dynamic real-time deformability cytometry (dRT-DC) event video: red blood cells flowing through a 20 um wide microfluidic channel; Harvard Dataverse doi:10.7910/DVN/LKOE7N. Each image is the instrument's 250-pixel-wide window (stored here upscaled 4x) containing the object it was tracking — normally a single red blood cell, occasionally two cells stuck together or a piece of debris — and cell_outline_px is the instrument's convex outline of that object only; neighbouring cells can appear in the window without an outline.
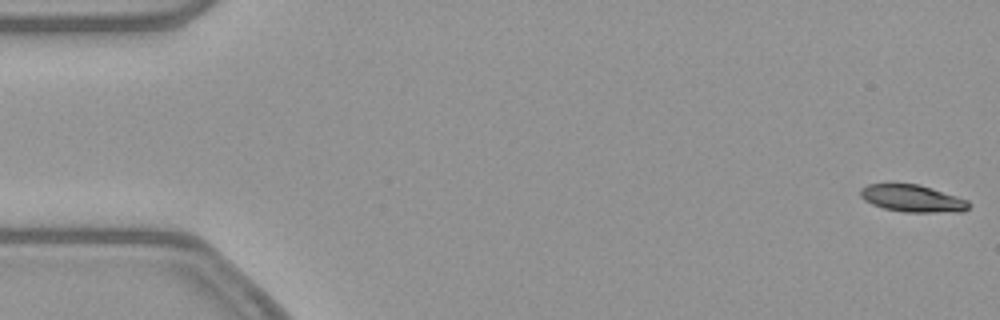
{"species": "common noctule bat (a hibernating species)", "species_latin": "Nyctalus noctula", "temperature_condition": "warm", "stored_images_in_passage": 53, "camera_frame_rate_fps": 3000, "um_per_image_px": 0.085, "animal": {"sex": "female", "body_mass_g": 21.9}, "frame": {"image": 1, "passage_image": 1, "time_ms": 0.0, "image_size_px": [1000, 320], "cell_outline_px": [[968, 208], [964, 212], [904, 212], [884, 208], [872, 204], [864, 200], [860, 196], [860, 188], [868, 184], [916, 184], [932, 188], [968, 200]], "centroid_in_image_um": [77.54, 16.87], "position_along_channel_um": 7.5, "area_um2": 17.05}}
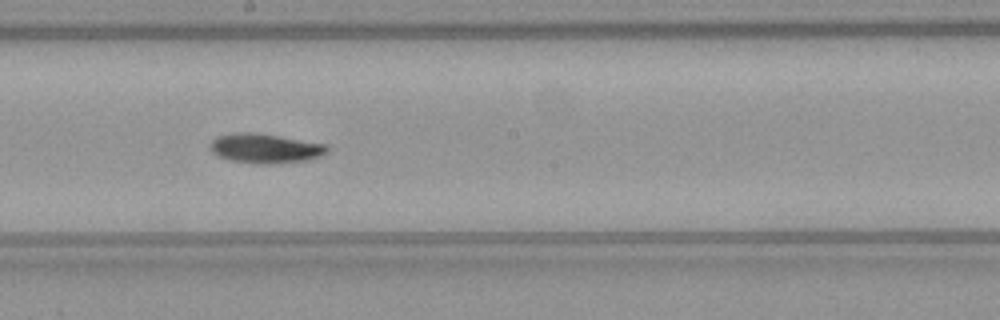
{"frame": {"image": 2, "passage_image": 29, "time_ms": 9.333, "image_size_px": [1000, 320], "cell_outline_px": [[328, 152], [320, 156], [308, 160], [268, 164], [252, 164], [232, 160], [220, 156], [212, 152], [208, 148], [212, 140], [216, 136], [236, 132], [248, 132], [276, 136], [328, 144]], "centroid_in_image_um": [22.53, 12.62], "position_along_channel_um": 225.7, "area_um2": 20.06}}
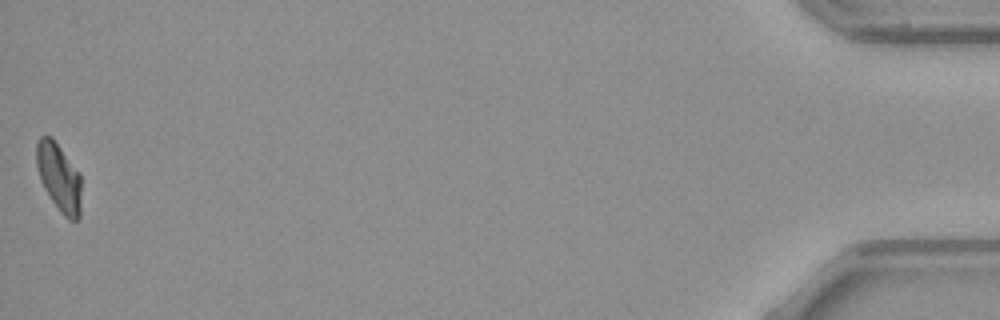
{"frame": {"image": 3, "passage_image": 53, "time_ms": 17.333, "image_size_px": [1000, 320], "cell_outline_px": [[80, 220], [68, 220], [60, 212], [44, 188], [40, 180], [36, 164], [36, 140], [40, 136], [52, 136], [80, 172]], "centroid_in_image_um": [5.01, 15.04], "position_along_channel_um": 430.2, "area_um2": 18.03}, "authors_computed_cell_mechanics": {"area_um2": 18.6694, "velocity_mm_per_s": 3.8764, "shape_relaxation_time_tau1_ms": 5.261, "shape_relaxation_time_tau2_ms": null, "deformation_change_tau1": 0.155, "deformation_change_tau2": null}}